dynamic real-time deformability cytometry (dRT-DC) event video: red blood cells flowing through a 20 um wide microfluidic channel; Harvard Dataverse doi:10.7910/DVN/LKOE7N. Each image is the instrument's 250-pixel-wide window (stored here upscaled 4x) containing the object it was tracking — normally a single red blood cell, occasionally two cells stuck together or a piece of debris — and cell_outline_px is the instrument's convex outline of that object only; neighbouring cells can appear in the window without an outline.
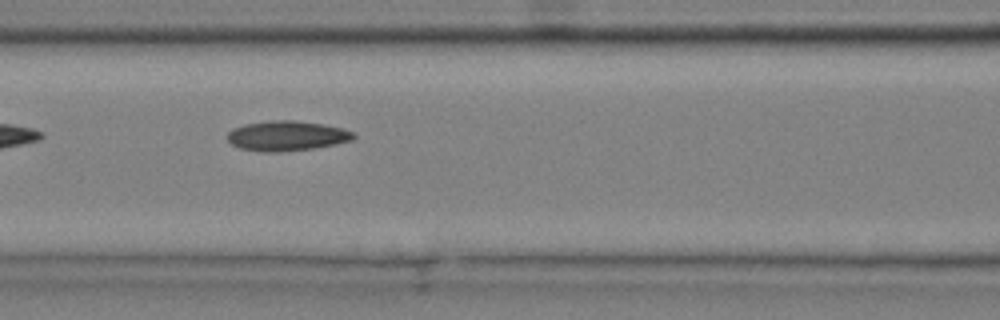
{"species": "common noctule bat (a hibernating species)", "species_latin": "Nyctalus noctula", "temperature_condition": "cold", "stored_images_in_passage": 8, "camera_frame_rate_fps": 3000, "um_per_image_px": 0.085, "animal": {"sex": "male", "body_mass_g": 20.4}, "frame": {"image": 1, "passage_image": 7, "time_ms": 2.0, "image_size_px": [1000, 320], "cell_outline_px": [[356, 136], [352, 140], [312, 148], [276, 152], [268, 152], [240, 148], [232, 144], [228, 140], [228, 132], [232, 128], [244, 124], [272, 120], [296, 120], [324, 124], [344, 128], [356, 132]], "centroid_in_image_um": [24.4, 11.52], "position_along_channel_um": 142.2, "area_um2": 21.96}}